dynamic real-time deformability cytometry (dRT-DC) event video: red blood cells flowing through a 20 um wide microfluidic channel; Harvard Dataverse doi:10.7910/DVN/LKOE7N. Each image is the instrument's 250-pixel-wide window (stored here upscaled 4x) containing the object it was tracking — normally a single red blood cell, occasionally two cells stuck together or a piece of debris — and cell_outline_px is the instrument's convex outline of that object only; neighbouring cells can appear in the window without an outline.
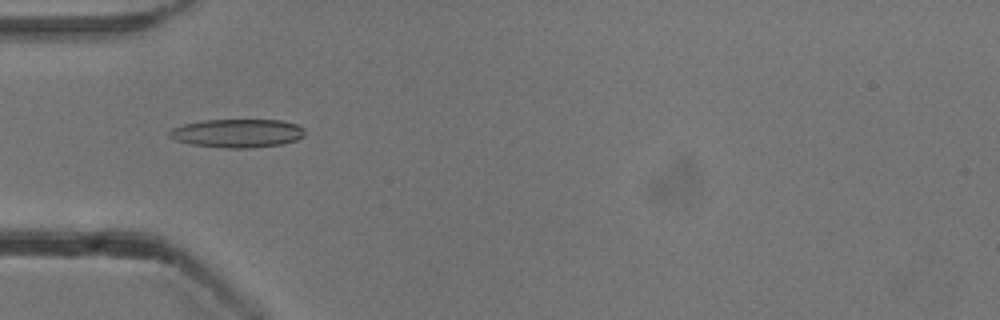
{"species": "common noctule bat (a hibernating species)", "species_latin": "Nyctalus noctula", "temperature_condition": "cold", "stored_images_in_passage": 37, "camera_frame_rate_fps": 3000, "um_per_image_px": 0.085, "animal": {"sex": "male", "body_mass_g": 13.3}, "frame": {"image": 1, "passage_image": 1, "time_ms": 0.0, "image_size_px": [1000, 320], "cell_outline_px": [[304, 136], [296, 140], [280, 144], [252, 148], [220, 148], [192, 144], [176, 140], [168, 136], [168, 132], [172, 128], [184, 124], [204, 120], [280, 120], [296, 124], [304, 128]], "centroid_in_image_um": [20.16, 11.33], "position_along_channel_um": 64.8, "area_um2": 22.48}}
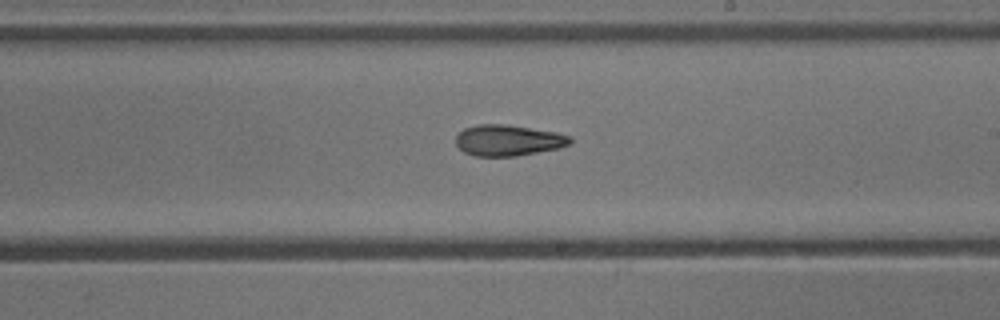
{"frame": {"image": 2, "passage_image": 15, "time_ms": 4.667, "image_size_px": [1000, 320], "cell_outline_px": [[572, 140], [568, 144], [560, 148], [516, 156], [476, 156], [464, 152], [456, 144], [456, 136], [464, 128], [480, 124], [504, 124], [556, 132], [572, 136]], "centroid_in_image_um": [43.2, 11.93], "position_along_channel_um": 245.8, "area_um2": 20.58}}
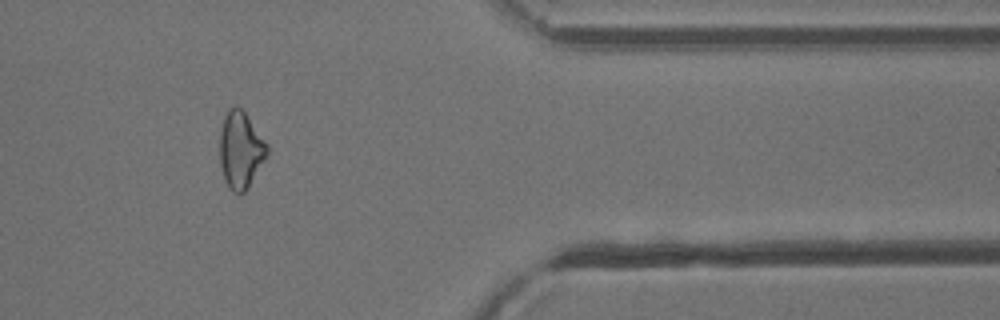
{"frame": {"image": 3, "passage_image": 28, "time_ms": 9.0, "image_size_px": [1000, 320], "cell_outline_px": [[268, 152], [244, 192], [232, 192], [228, 188], [224, 180], [220, 164], [220, 132], [224, 116], [228, 108], [240, 108], [244, 112], [268, 144]], "centroid_in_image_um": [20.42, 12.74], "position_along_channel_um": 391.0, "area_um2": 20.69}, "authors_computed_cell_mechanics": {"area_um2": 20.6924, "velocity_mm_per_s": 3.8781, "shape_relaxation_time_tau1_ms": null, "shape_relaxation_time_tau2_ms": 4.6753, "deformation_change_tau1": null, "deformation_change_tau2": 0.1435}}